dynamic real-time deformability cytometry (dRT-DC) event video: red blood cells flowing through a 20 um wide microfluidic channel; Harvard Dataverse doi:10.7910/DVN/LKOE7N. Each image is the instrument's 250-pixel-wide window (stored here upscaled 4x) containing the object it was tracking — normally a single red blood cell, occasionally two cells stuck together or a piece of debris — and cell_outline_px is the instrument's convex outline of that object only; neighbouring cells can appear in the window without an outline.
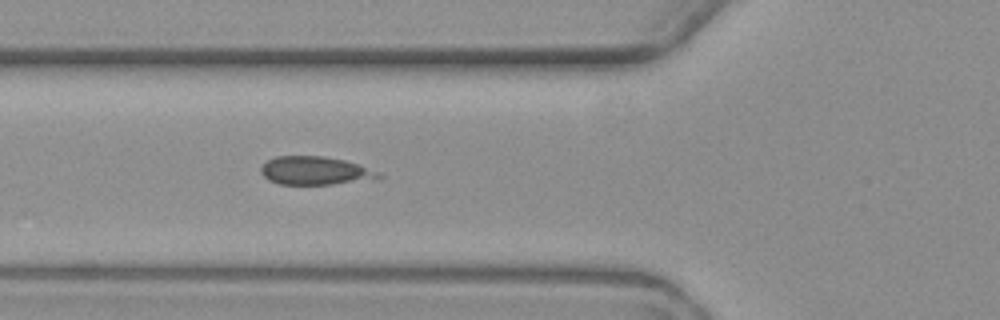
{"species": "common noctule bat (a hibernating species)", "species_latin": "Nyctalus noctula", "temperature_condition": "warm", "stored_images_in_passage": 2, "camera_frame_rate_fps": 3000, "um_per_image_px": 0.085, "animal": {"sex": "female", "body_mass_g": 19.3, "forearm_length_mm": 54.1}, "frame": {"image": 1, "passage_image": 2, "time_ms": 1.0, "image_size_px": [1000, 320], "cell_outline_px": [[384, 176], [376, 180], [332, 184], [280, 184], [268, 180], [260, 172], [260, 168], [268, 160], [276, 156], [324, 156], [344, 160], [380, 172]], "centroid_in_image_um": [26.82, 14.52], "position_along_channel_um": 99.0, "area_um2": 19.48}}